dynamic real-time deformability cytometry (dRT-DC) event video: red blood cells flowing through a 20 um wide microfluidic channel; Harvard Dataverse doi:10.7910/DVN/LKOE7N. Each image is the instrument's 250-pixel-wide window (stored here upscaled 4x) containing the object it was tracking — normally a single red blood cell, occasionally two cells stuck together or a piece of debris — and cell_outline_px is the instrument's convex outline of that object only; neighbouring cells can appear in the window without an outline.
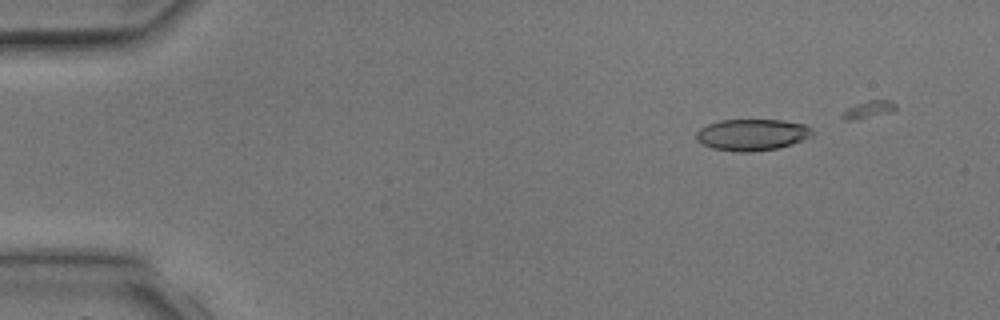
{"species": "common noctule bat (a hibernating species)", "species_latin": "Nyctalus noctula", "temperature_condition": "room temperature", "stored_images_in_passage": 4, "camera_frame_rate_fps": 3000, "um_per_image_px": 0.085, "animal": {"sex": "male", "body_mass_g": 17.9, "forearm_length_mm": 54.2}, "frame": {"image": 1, "passage_image": 1, "time_ms": 0.0, "image_size_px": [1000, 320], "cell_outline_px": [[812, 136], [804, 140], [792, 144], [776, 148], [752, 152], [736, 152], [712, 148], [696, 140], [696, 132], [700, 128], [708, 124], [720, 120], [780, 120], [804, 124], [812, 128]], "centroid_in_image_um": [63.92, 11.45], "position_along_channel_um": 21.1, "area_um2": 21.33}}